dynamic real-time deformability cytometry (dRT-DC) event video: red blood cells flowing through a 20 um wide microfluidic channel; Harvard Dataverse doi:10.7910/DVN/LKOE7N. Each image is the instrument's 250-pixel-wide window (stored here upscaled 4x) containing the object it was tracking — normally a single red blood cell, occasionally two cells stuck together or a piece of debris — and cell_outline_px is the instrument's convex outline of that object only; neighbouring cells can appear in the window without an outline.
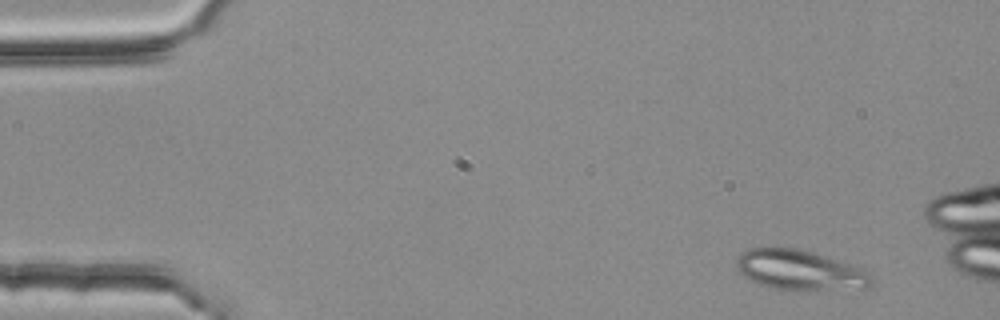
{"species": "common noctule bat (a hibernating species)", "species_latin": "Nyctalus noctula", "temperature_condition": "room temperature", "stored_images_in_passage": 4, "camera_frame_rate_fps": 3000, "um_per_image_px": 0.085, "animal": {"sex": "female", "body_mass_g": 25.1}, "frame": {"image": 1, "passage_image": 1, "time_ms": 0.0, "image_size_px": [1000, 320], "cell_outline_px": [[872, 284], [868, 288], [772, 288], [760, 284], [744, 276], [736, 268], [736, 260], [748, 248], [796, 248], [812, 252], [872, 272]], "centroid_in_image_um": [67.98, 22.93], "position_along_channel_um": 17.0, "area_um2": 30.4}}